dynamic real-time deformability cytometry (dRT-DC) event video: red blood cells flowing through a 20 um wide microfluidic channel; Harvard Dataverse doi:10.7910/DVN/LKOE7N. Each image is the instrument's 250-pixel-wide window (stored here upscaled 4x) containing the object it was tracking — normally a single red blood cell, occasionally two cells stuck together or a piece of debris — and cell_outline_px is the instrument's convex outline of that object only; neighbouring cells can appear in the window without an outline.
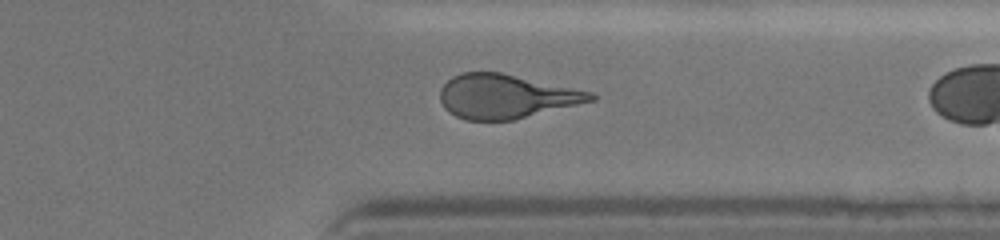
{"species": "human", "species_latin": "Homo sapiens", "temperature_condition": "cold", "stored_images_in_passage": 47, "camera_frame_rate_fps": 3000, "um_per_image_px": 0.085, "donor": {"sex": "female"}, "frame": {"image": 1, "passage_image": 45, "time_ms": 14.667, "image_size_px": [1000, 240], "cell_outline_px": [[596, 100], [512, 120], [464, 120], [448, 112], [444, 108], [440, 100], [440, 88], [452, 76], [464, 72], [500, 72], [592, 92], [596, 96]], "centroid_in_image_um": [42.97, 8.19], "position_along_channel_um": 368.4, "area_um2": 38.49}}